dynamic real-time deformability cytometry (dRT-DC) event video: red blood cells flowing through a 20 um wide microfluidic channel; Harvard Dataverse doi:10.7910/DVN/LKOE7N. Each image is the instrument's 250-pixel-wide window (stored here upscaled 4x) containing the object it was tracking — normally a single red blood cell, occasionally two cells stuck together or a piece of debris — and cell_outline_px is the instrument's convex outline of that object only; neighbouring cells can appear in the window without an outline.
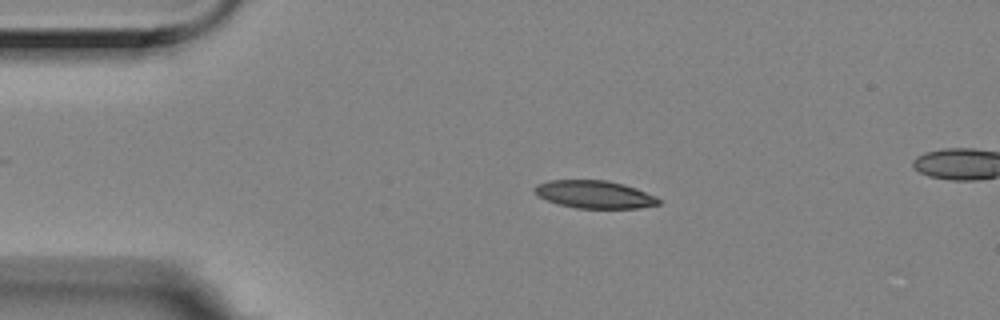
{"species": "Egyptian fruit bat (a non-hibernating species)", "species_latin": "Rousettus aegyptiacus", "temperature_condition": "room temperature", "stored_images_in_passage": 4, "segment_of_instrument_passage": [1, 2], "camera_frame_rate_fps": 3000, "um_per_image_px": 0.085, "animal": {"sex": "female"}, "frame": {"image": 1, "passage_image": 2, "time_ms": 0.333, "image_size_px": [1000, 320], "cell_outline_px": [[660, 204], [640, 208], [576, 208], [560, 204], [548, 200], [540, 196], [532, 188], [536, 184], [548, 180], [608, 180], [624, 184], [636, 188], [656, 196], [660, 200]], "centroid_in_image_um": [50.55, 16.52], "position_along_channel_um": 34.4, "area_um2": 20.0}}